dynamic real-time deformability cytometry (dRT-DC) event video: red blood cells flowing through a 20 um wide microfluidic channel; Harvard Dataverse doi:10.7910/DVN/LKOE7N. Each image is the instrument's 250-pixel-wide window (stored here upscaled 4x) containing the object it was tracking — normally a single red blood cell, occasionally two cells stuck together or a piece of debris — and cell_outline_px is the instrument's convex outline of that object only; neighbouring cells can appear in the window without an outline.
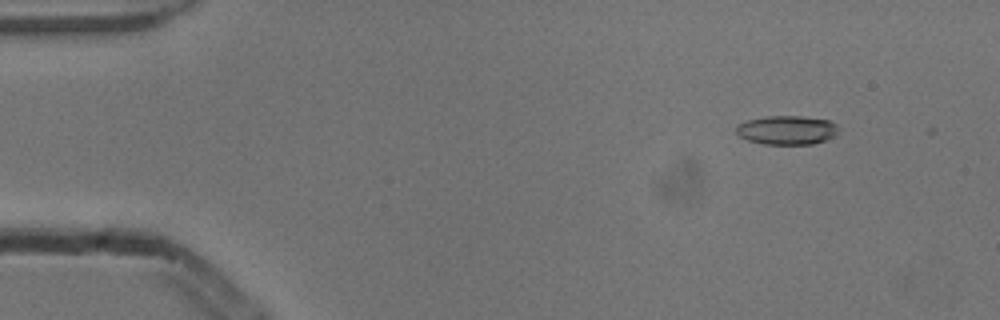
{"species": "common noctule bat (a hibernating species)", "species_latin": "Nyctalus noctula", "temperature_condition": "cold", "stored_images_in_passage": 3, "camera_frame_rate_fps": 3000, "um_per_image_px": 0.085, "animal": {"sex": "male", "body_mass_g": 13.3}, "frame": {"image": 1, "passage_image": 1, "time_ms": 0.0, "image_size_px": [1000, 320], "cell_outline_px": [[836, 136], [812, 144], [764, 144], [748, 140], [740, 136], [736, 132], [736, 124], [748, 120], [764, 116], [804, 116], [828, 120], [836, 124]], "centroid_in_image_um": [66.86, 11.05], "position_along_channel_um": 18.1, "area_um2": 17.22}}